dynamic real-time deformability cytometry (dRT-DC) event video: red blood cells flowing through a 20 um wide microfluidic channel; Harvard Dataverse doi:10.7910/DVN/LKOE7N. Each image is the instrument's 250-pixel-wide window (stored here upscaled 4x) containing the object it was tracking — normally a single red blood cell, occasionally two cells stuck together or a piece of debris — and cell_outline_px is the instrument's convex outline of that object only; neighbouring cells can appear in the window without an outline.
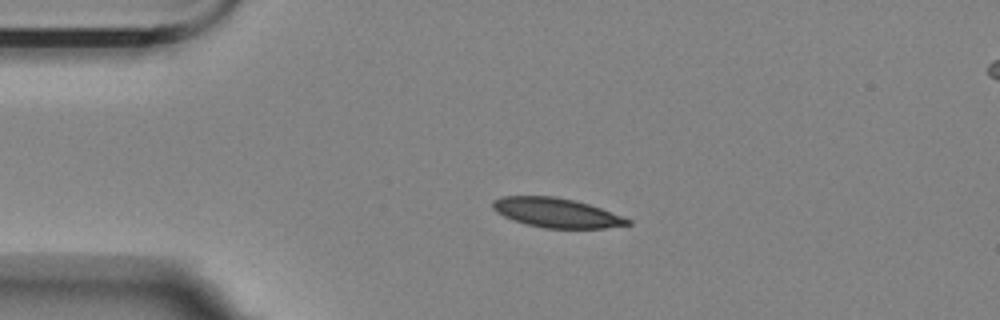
{"species": "Egyptian fruit bat (a non-hibernating species)", "species_latin": "Rousettus aegyptiacus", "temperature_condition": "room temperature", "stored_images_in_passage": 5, "camera_frame_rate_fps": 3000, "um_per_image_px": 0.085, "animal": {"sex": "female"}, "frame": {"image": 1, "passage_image": 3, "time_ms": 2.333, "image_size_px": [1000, 320], "cell_outline_px": [[632, 224], [604, 228], [544, 228], [528, 224], [504, 216], [496, 212], [492, 208], [492, 200], [504, 196], [556, 196], [576, 200], [600, 208], [632, 220]], "centroid_in_image_um": [47.3, 18.07], "position_along_channel_um": 37.7, "area_um2": 23.0}}